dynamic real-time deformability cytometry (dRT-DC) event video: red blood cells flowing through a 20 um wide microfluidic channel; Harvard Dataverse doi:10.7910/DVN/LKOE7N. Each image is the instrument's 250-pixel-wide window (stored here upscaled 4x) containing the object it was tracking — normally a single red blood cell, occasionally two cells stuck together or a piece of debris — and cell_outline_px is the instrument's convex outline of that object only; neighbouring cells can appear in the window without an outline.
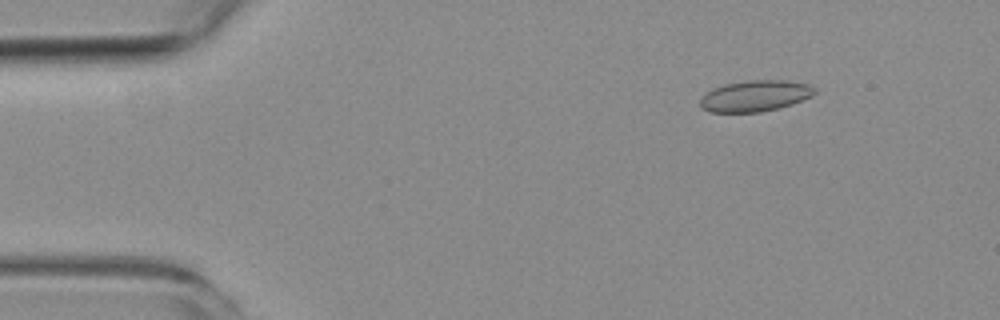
{"species": "common noctule bat (a hibernating species)", "species_latin": "Nyctalus noctula", "temperature_condition": "room temperature", "stored_images_in_passage": 10, "camera_frame_rate_fps": 3000, "um_per_image_px": 0.085, "animal": {"sex": "female", "body_mass_g": 19.3, "forearm_length_mm": 54.1}, "frame": {"image": 1, "passage_image": 2, "time_ms": 1.667, "image_size_px": [1000, 320], "cell_outline_px": [[816, 92], [812, 96], [792, 104], [780, 108], [760, 112], [708, 112], [700, 108], [700, 100], [704, 92], [712, 88], [724, 84], [748, 80], [784, 80], [808, 84], [816, 88]], "centroid_in_image_um": [64.15, 8.15], "position_along_channel_um": 20.8, "area_um2": 21.04}}
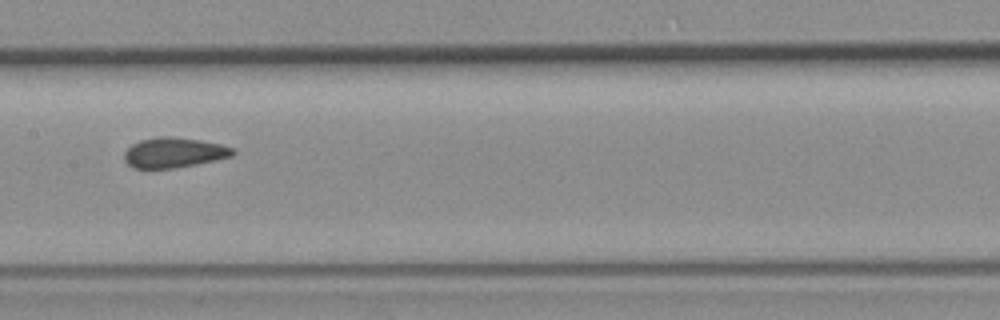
{"frame": {"image": 2, "passage_image": 7, "time_ms": 8.333, "image_size_px": [1000, 320], "cell_outline_px": [[236, 152], [232, 156], [216, 160], [196, 164], [172, 168], [132, 168], [124, 160], [124, 152], [132, 144], [140, 140], [160, 136], [168, 136], [200, 140], [220, 144], [236, 148]], "centroid_in_image_um": [14.8, 12.97], "position_along_channel_um": 192.6, "area_um2": 19.07}}
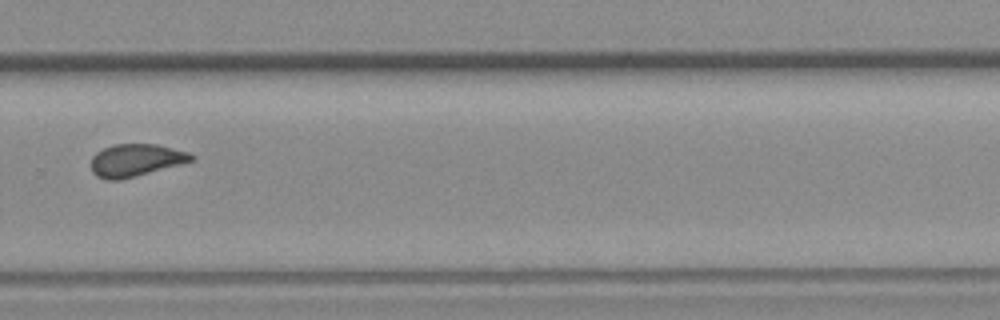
{"frame": {"image": 3, "passage_image": 10, "time_ms": 11.667, "image_size_px": [1000, 320], "cell_outline_px": [[196, 156], [192, 160], [180, 164], [136, 176], [120, 180], [104, 180], [96, 176], [92, 172], [92, 156], [96, 152], [112, 144], [156, 144], [188, 152]], "centroid_in_image_um": [11.5, 13.62], "position_along_channel_um": 318.3, "area_um2": 18.9}}